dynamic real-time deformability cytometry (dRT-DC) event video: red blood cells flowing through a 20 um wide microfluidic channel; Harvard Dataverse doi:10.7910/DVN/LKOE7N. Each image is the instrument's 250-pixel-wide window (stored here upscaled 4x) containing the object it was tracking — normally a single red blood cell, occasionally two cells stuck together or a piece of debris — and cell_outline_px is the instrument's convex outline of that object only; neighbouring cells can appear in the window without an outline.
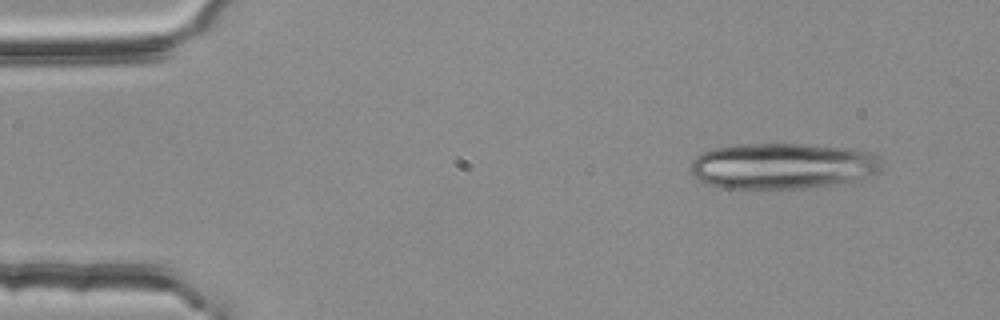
{"species": "common noctule bat (a hibernating species)", "species_latin": "Nyctalus noctula", "temperature_condition": "room temperature", "stored_images_in_passage": 15, "camera_frame_rate_fps": 3000, "um_per_image_px": 0.085, "animal": {"sex": "female", "body_mass_g": 25.1}, "frame": {"image": 1, "passage_image": 1, "time_ms": 0.0, "image_size_px": [1000, 320], "cell_outline_px": [[884, 164], [876, 172], [852, 180], [832, 184], [804, 188], [728, 188], [704, 184], [688, 168], [692, 160], [696, 156], [712, 148], [740, 144], [800, 144], [848, 148], [872, 152], [884, 160]], "centroid_in_image_um": [66.48, 14.09], "position_along_channel_um": 18.5, "area_um2": 50.98}}